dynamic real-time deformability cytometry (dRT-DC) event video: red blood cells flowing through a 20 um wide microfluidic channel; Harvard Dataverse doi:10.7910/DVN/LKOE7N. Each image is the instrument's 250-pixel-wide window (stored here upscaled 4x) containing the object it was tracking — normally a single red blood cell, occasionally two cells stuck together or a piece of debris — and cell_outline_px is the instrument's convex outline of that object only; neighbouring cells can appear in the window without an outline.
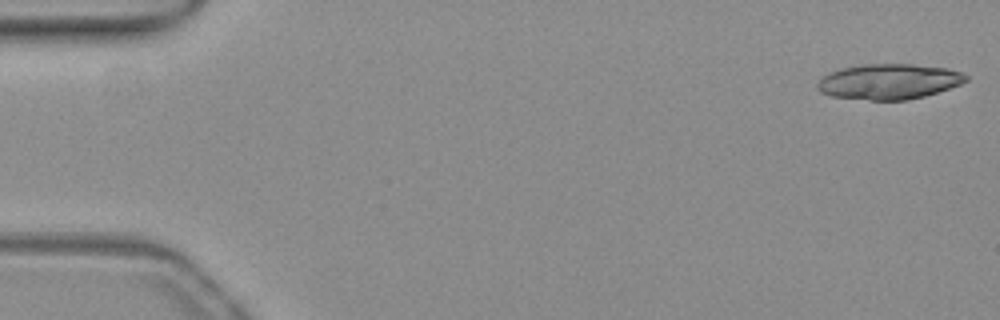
{"species": "common noctule bat (a hibernating species)", "species_latin": "Nyctalus noctula", "temperature_condition": "warm", "stored_images_in_passage": 48, "camera_frame_rate_fps": 3000, "um_per_image_px": 0.085, "animal": {"sex": "female", "body_mass_g": 19.3, "forearm_length_mm": 54.1}, "frame": {"image": 1, "passage_image": 1, "time_ms": 0.0, "image_size_px": [1000, 320], "cell_outline_px": [[968, 80], [960, 84], [924, 96], [908, 100], [872, 100], [832, 96], [820, 92], [816, 88], [816, 84], [824, 76], [840, 68], [864, 64], [912, 64], [944, 68], [964, 72], [968, 76]], "centroid_in_image_um": [75.56, 6.93], "position_along_channel_um": 9.4, "area_um2": 30.46}}
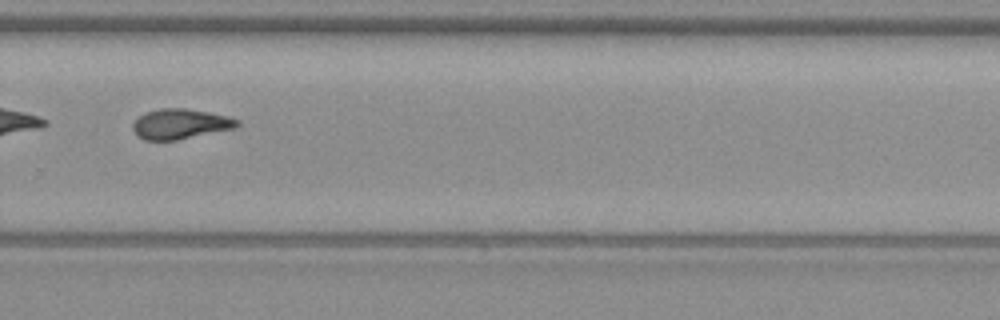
{"frame": {"image": 2, "passage_image": 36, "time_ms": 11.667, "image_size_px": [1000, 320], "cell_outline_px": [[240, 124], [236, 128], [176, 140], [144, 140], [132, 128], [132, 124], [140, 116], [148, 112], [160, 108], [184, 108], [224, 116], [240, 120]], "centroid_in_image_um": [15.34, 10.54], "position_along_channel_um": 314.5, "area_um2": 17.92}}
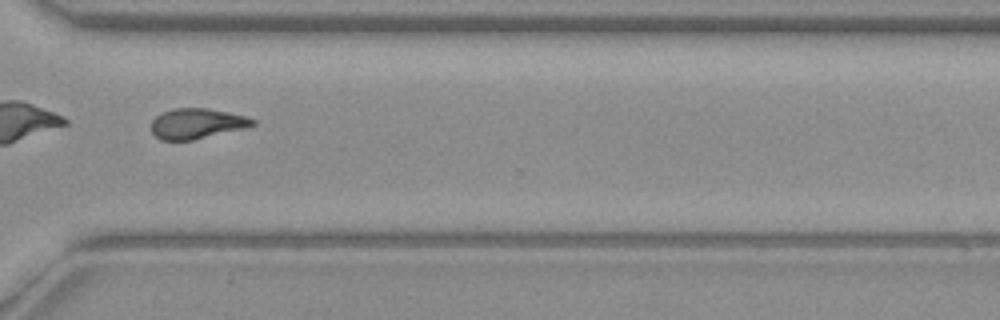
{"frame": {"image": 3, "passage_image": 39, "time_ms": 12.667, "image_size_px": [1000, 320], "cell_outline_px": [[256, 124], [248, 128], [192, 140], [160, 140], [152, 132], [152, 120], [156, 116], [164, 112], [176, 108], [208, 108], [248, 116], [256, 120]], "centroid_in_image_um": [16.79, 10.5], "position_along_channel_um": 353.8, "area_um2": 18.03}}